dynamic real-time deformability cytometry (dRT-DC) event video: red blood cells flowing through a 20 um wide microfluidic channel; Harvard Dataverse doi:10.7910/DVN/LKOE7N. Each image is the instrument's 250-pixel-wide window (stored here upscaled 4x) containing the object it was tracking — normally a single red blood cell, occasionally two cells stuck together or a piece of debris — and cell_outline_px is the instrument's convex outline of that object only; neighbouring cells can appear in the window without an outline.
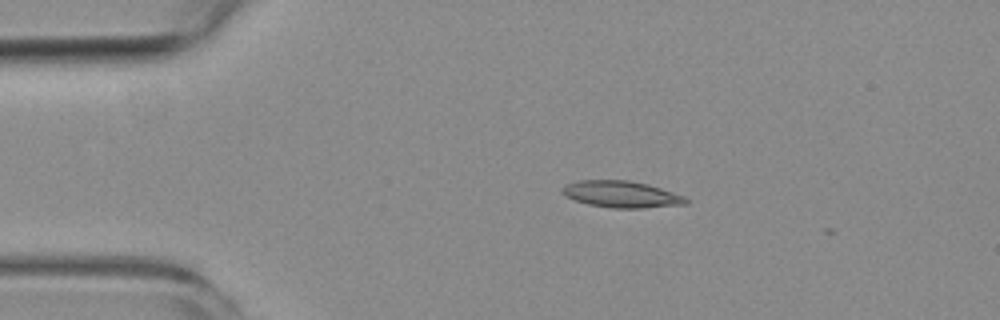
{"species": "common noctule bat (a hibernating species)", "species_latin": "Nyctalus noctula", "temperature_condition": "room temperature", "stored_images_in_passage": 4, "camera_frame_rate_fps": 3000, "um_per_image_px": 0.085, "animal": {"sex": "female", "body_mass_g": 19.3, "forearm_length_mm": 54.1}, "frame": {"image": 1, "passage_image": 2, "time_ms": 2.0, "image_size_px": [1000, 320], "cell_outline_px": [[688, 204], [644, 208], [612, 208], [588, 204], [564, 196], [560, 188], [564, 184], [576, 180], [628, 180], [648, 184], [684, 196], [688, 200]], "centroid_in_image_um": [52.78, 16.51], "position_along_channel_um": 32.2, "area_um2": 19.31}}
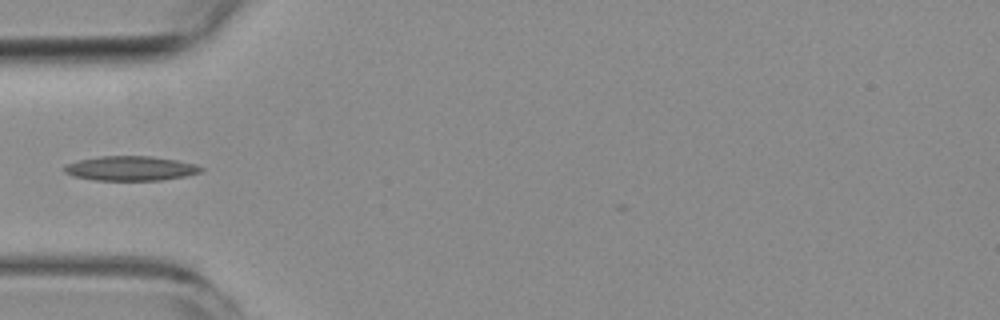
{"frame": {"image": 2, "passage_image": 4, "time_ms": 4.333, "image_size_px": [1000, 320], "cell_outline_px": [[204, 168], [200, 172], [184, 176], [160, 180], [96, 180], [72, 176], [64, 172], [64, 168], [68, 164], [80, 160], [100, 156], [152, 156], [176, 160], [196, 164]], "centroid_in_image_um": [11.11, 14.31], "position_along_channel_um": 73.9, "area_um2": 19.36}}